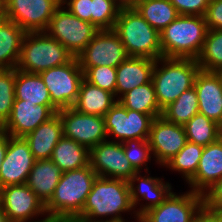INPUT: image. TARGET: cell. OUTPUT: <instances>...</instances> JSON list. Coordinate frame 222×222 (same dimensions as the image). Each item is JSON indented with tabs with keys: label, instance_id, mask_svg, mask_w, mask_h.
I'll return each mask as SVG.
<instances>
[{
	"label": "cell",
	"instance_id": "6da1fadb",
	"mask_svg": "<svg viewBox=\"0 0 222 222\" xmlns=\"http://www.w3.org/2000/svg\"><path fill=\"white\" fill-rule=\"evenodd\" d=\"M132 212L140 221L131 203L129 182L121 179L99 177L94 180L82 212L75 222L128 221L122 213ZM108 216L110 218H108ZM123 217V218H122ZM102 218V219H101ZM99 219V220H98Z\"/></svg>",
	"mask_w": 222,
	"mask_h": 222
},
{
	"label": "cell",
	"instance_id": "7a4b0ae2",
	"mask_svg": "<svg viewBox=\"0 0 222 222\" xmlns=\"http://www.w3.org/2000/svg\"><path fill=\"white\" fill-rule=\"evenodd\" d=\"M97 174L90 164L80 169L62 172L53 196L45 205L47 217L75 219L85 205Z\"/></svg>",
	"mask_w": 222,
	"mask_h": 222
},
{
	"label": "cell",
	"instance_id": "3957f363",
	"mask_svg": "<svg viewBox=\"0 0 222 222\" xmlns=\"http://www.w3.org/2000/svg\"><path fill=\"white\" fill-rule=\"evenodd\" d=\"M207 31L204 16L179 15L160 32L162 57L197 59Z\"/></svg>",
	"mask_w": 222,
	"mask_h": 222
},
{
	"label": "cell",
	"instance_id": "277c9868",
	"mask_svg": "<svg viewBox=\"0 0 222 222\" xmlns=\"http://www.w3.org/2000/svg\"><path fill=\"white\" fill-rule=\"evenodd\" d=\"M199 70L196 59L160 57L155 60L152 83L159 107L163 110L192 88Z\"/></svg>",
	"mask_w": 222,
	"mask_h": 222
},
{
	"label": "cell",
	"instance_id": "5b68a950",
	"mask_svg": "<svg viewBox=\"0 0 222 222\" xmlns=\"http://www.w3.org/2000/svg\"><path fill=\"white\" fill-rule=\"evenodd\" d=\"M129 57L157 60L162 57L160 33L133 8H121L113 29Z\"/></svg>",
	"mask_w": 222,
	"mask_h": 222
},
{
	"label": "cell",
	"instance_id": "8992f818",
	"mask_svg": "<svg viewBox=\"0 0 222 222\" xmlns=\"http://www.w3.org/2000/svg\"><path fill=\"white\" fill-rule=\"evenodd\" d=\"M73 58L59 41L46 32H26L16 69L39 74L49 68L67 64Z\"/></svg>",
	"mask_w": 222,
	"mask_h": 222
},
{
	"label": "cell",
	"instance_id": "52a82bcc",
	"mask_svg": "<svg viewBox=\"0 0 222 222\" xmlns=\"http://www.w3.org/2000/svg\"><path fill=\"white\" fill-rule=\"evenodd\" d=\"M99 31L92 23L71 14L60 5L44 31L59 41L74 57H77Z\"/></svg>",
	"mask_w": 222,
	"mask_h": 222
},
{
	"label": "cell",
	"instance_id": "ba28073f",
	"mask_svg": "<svg viewBox=\"0 0 222 222\" xmlns=\"http://www.w3.org/2000/svg\"><path fill=\"white\" fill-rule=\"evenodd\" d=\"M39 74L47 86L52 103L58 109L73 106L84 79L83 70L79 66L77 57L67 64L49 68Z\"/></svg>",
	"mask_w": 222,
	"mask_h": 222
},
{
	"label": "cell",
	"instance_id": "9c48e42d",
	"mask_svg": "<svg viewBox=\"0 0 222 222\" xmlns=\"http://www.w3.org/2000/svg\"><path fill=\"white\" fill-rule=\"evenodd\" d=\"M104 120L108 140L113 135L115 139L111 141L123 143L132 139H148L154 117L126 109L117 101L104 115Z\"/></svg>",
	"mask_w": 222,
	"mask_h": 222
},
{
	"label": "cell",
	"instance_id": "30bf717a",
	"mask_svg": "<svg viewBox=\"0 0 222 222\" xmlns=\"http://www.w3.org/2000/svg\"><path fill=\"white\" fill-rule=\"evenodd\" d=\"M61 4L62 0H5V18L25 32H43Z\"/></svg>",
	"mask_w": 222,
	"mask_h": 222
},
{
	"label": "cell",
	"instance_id": "8fae6325",
	"mask_svg": "<svg viewBox=\"0 0 222 222\" xmlns=\"http://www.w3.org/2000/svg\"><path fill=\"white\" fill-rule=\"evenodd\" d=\"M57 114L62 122L63 137L75 140L89 150L108 140L104 117L83 114L72 107L59 109Z\"/></svg>",
	"mask_w": 222,
	"mask_h": 222
},
{
	"label": "cell",
	"instance_id": "7c38bea8",
	"mask_svg": "<svg viewBox=\"0 0 222 222\" xmlns=\"http://www.w3.org/2000/svg\"><path fill=\"white\" fill-rule=\"evenodd\" d=\"M128 57L124 44L113 30H99L77 56L80 67H118Z\"/></svg>",
	"mask_w": 222,
	"mask_h": 222
},
{
	"label": "cell",
	"instance_id": "4fadbf2b",
	"mask_svg": "<svg viewBox=\"0 0 222 222\" xmlns=\"http://www.w3.org/2000/svg\"><path fill=\"white\" fill-rule=\"evenodd\" d=\"M203 205V194L171 192L161 204L145 212L140 222H192Z\"/></svg>",
	"mask_w": 222,
	"mask_h": 222
},
{
	"label": "cell",
	"instance_id": "5bb4252c",
	"mask_svg": "<svg viewBox=\"0 0 222 222\" xmlns=\"http://www.w3.org/2000/svg\"><path fill=\"white\" fill-rule=\"evenodd\" d=\"M0 205L10 222H40L47 218L44 204L26 184L0 188ZM40 215L45 218L33 220Z\"/></svg>",
	"mask_w": 222,
	"mask_h": 222
},
{
	"label": "cell",
	"instance_id": "9a60e30c",
	"mask_svg": "<svg viewBox=\"0 0 222 222\" xmlns=\"http://www.w3.org/2000/svg\"><path fill=\"white\" fill-rule=\"evenodd\" d=\"M89 164L99 177L129 181L136 173L126 158L123 144L103 141L90 149Z\"/></svg>",
	"mask_w": 222,
	"mask_h": 222
},
{
	"label": "cell",
	"instance_id": "2e32d148",
	"mask_svg": "<svg viewBox=\"0 0 222 222\" xmlns=\"http://www.w3.org/2000/svg\"><path fill=\"white\" fill-rule=\"evenodd\" d=\"M148 142L155 162L165 166L187 142L184 126L169 122L163 116L156 117L151 125Z\"/></svg>",
	"mask_w": 222,
	"mask_h": 222
},
{
	"label": "cell",
	"instance_id": "e0dca14e",
	"mask_svg": "<svg viewBox=\"0 0 222 222\" xmlns=\"http://www.w3.org/2000/svg\"><path fill=\"white\" fill-rule=\"evenodd\" d=\"M35 161L24 137L8 135V148L0 168V188L26 184Z\"/></svg>",
	"mask_w": 222,
	"mask_h": 222
},
{
	"label": "cell",
	"instance_id": "ac0fdd59",
	"mask_svg": "<svg viewBox=\"0 0 222 222\" xmlns=\"http://www.w3.org/2000/svg\"><path fill=\"white\" fill-rule=\"evenodd\" d=\"M58 110L55 105H35L15 98L11 115L0 130L12 137H25Z\"/></svg>",
	"mask_w": 222,
	"mask_h": 222
},
{
	"label": "cell",
	"instance_id": "d6986e66",
	"mask_svg": "<svg viewBox=\"0 0 222 222\" xmlns=\"http://www.w3.org/2000/svg\"><path fill=\"white\" fill-rule=\"evenodd\" d=\"M146 171V176L141 175L140 172H136L129 182L131 203L134 206L136 215L140 218L149 209L161 204L173 191L172 185L169 182H164L162 178L152 177ZM136 182L138 185H136ZM149 201L144 204H140V201ZM139 204V208L137 205Z\"/></svg>",
	"mask_w": 222,
	"mask_h": 222
},
{
	"label": "cell",
	"instance_id": "ffe728a7",
	"mask_svg": "<svg viewBox=\"0 0 222 222\" xmlns=\"http://www.w3.org/2000/svg\"><path fill=\"white\" fill-rule=\"evenodd\" d=\"M199 113L217 122L222 113V82L216 72L199 70L194 80Z\"/></svg>",
	"mask_w": 222,
	"mask_h": 222
},
{
	"label": "cell",
	"instance_id": "44dd1931",
	"mask_svg": "<svg viewBox=\"0 0 222 222\" xmlns=\"http://www.w3.org/2000/svg\"><path fill=\"white\" fill-rule=\"evenodd\" d=\"M222 178V138L204 146L195 176L188 182L191 191L203 194Z\"/></svg>",
	"mask_w": 222,
	"mask_h": 222
},
{
	"label": "cell",
	"instance_id": "7402d4cb",
	"mask_svg": "<svg viewBox=\"0 0 222 222\" xmlns=\"http://www.w3.org/2000/svg\"><path fill=\"white\" fill-rule=\"evenodd\" d=\"M154 66V59L128 56L116 68V99L119 100L135 87L151 82Z\"/></svg>",
	"mask_w": 222,
	"mask_h": 222
},
{
	"label": "cell",
	"instance_id": "603a6c76",
	"mask_svg": "<svg viewBox=\"0 0 222 222\" xmlns=\"http://www.w3.org/2000/svg\"><path fill=\"white\" fill-rule=\"evenodd\" d=\"M62 137L63 126L56 113L48 121L27 134L24 139L28 142L35 160H44L51 158L54 147Z\"/></svg>",
	"mask_w": 222,
	"mask_h": 222
},
{
	"label": "cell",
	"instance_id": "cb8c5ba5",
	"mask_svg": "<svg viewBox=\"0 0 222 222\" xmlns=\"http://www.w3.org/2000/svg\"><path fill=\"white\" fill-rule=\"evenodd\" d=\"M61 175L62 171L51 159L36 160L26 185L45 206L53 196Z\"/></svg>",
	"mask_w": 222,
	"mask_h": 222
},
{
	"label": "cell",
	"instance_id": "d4e9b609",
	"mask_svg": "<svg viewBox=\"0 0 222 222\" xmlns=\"http://www.w3.org/2000/svg\"><path fill=\"white\" fill-rule=\"evenodd\" d=\"M115 98L114 94L83 79L77 100L72 108L83 114L104 117L107 111L118 101Z\"/></svg>",
	"mask_w": 222,
	"mask_h": 222
},
{
	"label": "cell",
	"instance_id": "484cf974",
	"mask_svg": "<svg viewBox=\"0 0 222 222\" xmlns=\"http://www.w3.org/2000/svg\"><path fill=\"white\" fill-rule=\"evenodd\" d=\"M25 34L13 21L7 18L0 20V69L17 67Z\"/></svg>",
	"mask_w": 222,
	"mask_h": 222
},
{
	"label": "cell",
	"instance_id": "4316f807",
	"mask_svg": "<svg viewBox=\"0 0 222 222\" xmlns=\"http://www.w3.org/2000/svg\"><path fill=\"white\" fill-rule=\"evenodd\" d=\"M90 150L75 140L62 137L53 149L51 160L62 172L89 165Z\"/></svg>",
	"mask_w": 222,
	"mask_h": 222
},
{
	"label": "cell",
	"instance_id": "83f0119b",
	"mask_svg": "<svg viewBox=\"0 0 222 222\" xmlns=\"http://www.w3.org/2000/svg\"><path fill=\"white\" fill-rule=\"evenodd\" d=\"M15 98L35 105H54L43 79L38 73L16 69Z\"/></svg>",
	"mask_w": 222,
	"mask_h": 222
},
{
	"label": "cell",
	"instance_id": "f1b7e54d",
	"mask_svg": "<svg viewBox=\"0 0 222 222\" xmlns=\"http://www.w3.org/2000/svg\"><path fill=\"white\" fill-rule=\"evenodd\" d=\"M126 109L152 115L154 118L162 115L152 81L138 86L125 93L118 100Z\"/></svg>",
	"mask_w": 222,
	"mask_h": 222
},
{
	"label": "cell",
	"instance_id": "f546056e",
	"mask_svg": "<svg viewBox=\"0 0 222 222\" xmlns=\"http://www.w3.org/2000/svg\"><path fill=\"white\" fill-rule=\"evenodd\" d=\"M134 8L159 33L179 16L169 0H144Z\"/></svg>",
	"mask_w": 222,
	"mask_h": 222
},
{
	"label": "cell",
	"instance_id": "4dcf8cb0",
	"mask_svg": "<svg viewBox=\"0 0 222 222\" xmlns=\"http://www.w3.org/2000/svg\"><path fill=\"white\" fill-rule=\"evenodd\" d=\"M197 113H199L198 97L193 86L165 107L161 116L169 122L185 125Z\"/></svg>",
	"mask_w": 222,
	"mask_h": 222
},
{
	"label": "cell",
	"instance_id": "1f68e13d",
	"mask_svg": "<svg viewBox=\"0 0 222 222\" xmlns=\"http://www.w3.org/2000/svg\"><path fill=\"white\" fill-rule=\"evenodd\" d=\"M204 146L186 142L185 146L164 167L182 174L188 183L196 174Z\"/></svg>",
	"mask_w": 222,
	"mask_h": 222
},
{
	"label": "cell",
	"instance_id": "d6a6232c",
	"mask_svg": "<svg viewBox=\"0 0 222 222\" xmlns=\"http://www.w3.org/2000/svg\"><path fill=\"white\" fill-rule=\"evenodd\" d=\"M184 126L187 141L202 146L214 143L219 139L216 122L205 115L195 114Z\"/></svg>",
	"mask_w": 222,
	"mask_h": 222
},
{
	"label": "cell",
	"instance_id": "836d02e7",
	"mask_svg": "<svg viewBox=\"0 0 222 222\" xmlns=\"http://www.w3.org/2000/svg\"><path fill=\"white\" fill-rule=\"evenodd\" d=\"M200 70L216 72L222 68V30H208L202 51L196 59Z\"/></svg>",
	"mask_w": 222,
	"mask_h": 222
},
{
	"label": "cell",
	"instance_id": "e575fe53",
	"mask_svg": "<svg viewBox=\"0 0 222 222\" xmlns=\"http://www.w3.org/2000/svg\"><path fill=\"white\" fill-rule=\"evenodd\" d=\"M121 8L116 0H92L91 23L99 30L114 29Z\"/></svg>",
	"mask_w": 222,
	"mask_h": 222
},
{
	"label": "cell",
	"instance_id": "d590c367",
	"mask_svg": "<svg viewBox=\"0 0 222 222\" xmlns=\"http://www.w3.org/2000/svg\"><path fill=\"white\" fill-rule=\"evenodd\" d=\"M16 68L0 69V128L11 115L15 99Z\"/></svg>",
	"mask_w": 222,
	"mask_h": 222
},
{
	"label": "cell",
	"instance_id": "8d00e7d4",
	"mask_svg": "<svg viewBox=\"0 0 222 222\" xmlns=\"http://www.w3.org/2000/svg\"><path fill=\"white\" fill-rule=\"evenodd\" d=\"M122 144L126 158L129 160V163L133 169L136 172H140L144 168V171L149 172L148 162H151L150 160L152 158V152L148 139L126 140Z\"/></svg>",
	"mask_w": 222,
	"mask_h": 222
},
{
	"label": "cell",
	"instance_id": "74e56055",
	"mask_svg": "<svg viewBox=\"0 0 222 222\" xmlns=\"http://www.w3.org/2000/svg\"><path fill=\"white\" fill-rule=\"evenodd\" d=\"M80 68L83 70L86 81L114 94L116 97V67L97 66Z\"/></svg>",
	"mask_w": 222,
	"mask_h": 222
},
{
	"label": "cell",
	"instance_id": "f35d334b",
	"mask_svg": "<svg viewBox=\"0 0 222 222\" xmlns=\"http://www.w3.org/2000/svg\"><path fill=\"white\" fill-rule=\"evenodd\" d=\"M179 15L205 16L210 0H169Z\"/></svg>",
	"mask_w": 222,
	"mask_h": 222
},
{
	"label": "cell",
	"instance_id": "ab89813d",
	"mask_svg": "<svg viewBox=\"0 0 222 222\" xmlns=\"http://www.w3.org/2000/svg\"><path fill=\"white\" fill-rule=\"evenodd\" d=\"M62 5L79 19L91 23L92 0H62Z\"/></svg>",
	"mask_w": 222,
	"mask_h": 222
},
{
	"label": "cell",
	"instance_id": "60d3db41",
	"mask_svg": "<svg viewBox=\"0 0 222 222\" xmlns=\"http://www.w3.org/2000/svg\"><path fill=\"white\" fill-rule=\"evenodd\" d=\"M203 204L210 210L222 212V178L203 193Z\"/></svg>",
	"mask_w": 222,
	"mask_h": 222
},
{
	"label": "cell",
	"instance_id": "b9f144b4",
	"mask_svg": "<svg viewBox=\"0 0 222 222\" xmlns=\"http://www.w3.org/2000/svg\"><path fill=\"white\" fill-rule=\"evenodd\" d=\"M204 17L208 30H222V0H210Z\"/></svg>",
	"mask_w": 222,
	"mask_h": 222
},
{
	"label": "cell",
	"instance_id": "7bdbcfd3",
	"mask_svg": "<svg viewBox=\"0 0 222 222\" xmlns=\"http://www.w3.org/2000/svg\"><path fill=\"white\" fill-rule=\"evenodd\" d=\"M192 222H222V212L210 210L203 205Z\"/></svg>",
	"mask_w": 222,
	"mask_h": 222
},
{
	"label": "cell",
	"instance_id": "ee69618b",
	"mask_svg": "<svg viewBox=\"0 0 222 222\" xmlns=\"http://www.w3.org/2000/svg\"><path fill=\"white\" fill-rule=\"evenodd\" d=\"M8 148V134L0 130V168Z\"/></svg>",
	"mask_w": 222,
	"mask_h": 222
},
{
	"label": "cell",
	"instance_id": "f6af8a7d",
	"mask_svg": "<svg viewBox=\"0 0 222 222\" xmlns=\"http://www.w3.org/2000/svg\"><path fill=\"white\" fill-rule=\"evenodd\" d=\"M141 1L144 0H119V5L122 8H133Z\"/></svg>",
	"mask_w": 222,
	"mask_h": 222
},
{
	"label": "cell",
	"instance_id": "bcb514c9",
	"mask_svg": "<svg viewBox=\"0 0 222 222\" xmlns=\"http://www.w3.org/2000/svg\"><path fill=\"white\" fill-rule=\"evenodd\" d=\"M40 222H75L73 219L68 218H52L47 217L46 219L40 221Z\"/></svg>",
	"mask_w": 222,
	"mask_h": 222
},
{
	"label": "cell",
	"instance_id": "7dc6e473",
	"mask_svg": "<svg viewBox=\"0 0 222 222\" xmlns=\"http://www.w3.org/2000/svg\"><path fill=\"white\" fill-rule=\"evenodd\" d=\"M217 125V133L219 138H222V113L219 120L216 122Z\"/></svg>",
	"mask_w": 222,
	"mask_h": 222
},
{
	"label": "cell",
	"instance_id": "c3c4849f",
	"mask_svg": "<svg viewBox=\"0 0 222 222\" xmlns=\"http://www.w3.org/2000/svg\"><path fill=\"white\" fill-rule=\"evenodd\" d=\"M5 18V0H0V20Z\"/></svg>",
	"mask_w": 222,
	"mask_h": 222
},
{
	"label": "cell",
	"instance_id": "681fc988",
	"mask_svg": "<svg viewBox=\"0 0 222 222\" xmlns=\"http://www.w3.org/2000/svg\"><path fill=\"white\" fill-rule=\"evenodd\" d=\"M0 222H10L1 205H0Z\"/></svg>",
	"mask_w": 222,
	"mask_h": 222
},
{
	"label": "cell",
	"instance_id": "f907efd6",
	"mask_svg": "<svg viewBox=\"0 0 222 222\" xmlns=\"http://www.w3.org/2000/svg\"><path fill=\"white\" fill-rule=\"evenodd\" d=\"M216 73H217V75L220 77V80H221V82H222V68L218 69V70L216 71Z\"/></svg>",
	"mask_w": 222,
	"mask_h": 222
},
{
	"label": "cell",
	"instance_id": "816d5d0a",
	"mask_svg": "<svg viewBox=\"0 0 222 222\" xmlns=\"http://www.w3.org/2000/svg\"><path fill=\"white\" fill-rule=\"evenodd\" d=\"M97 222H129V221H109V220L106 221V220H105V221H97ZM132 222H134V221H132Z\"/></svg>",
	"mask_w": 222,
	"mask_h": 222
}]
</instances>
